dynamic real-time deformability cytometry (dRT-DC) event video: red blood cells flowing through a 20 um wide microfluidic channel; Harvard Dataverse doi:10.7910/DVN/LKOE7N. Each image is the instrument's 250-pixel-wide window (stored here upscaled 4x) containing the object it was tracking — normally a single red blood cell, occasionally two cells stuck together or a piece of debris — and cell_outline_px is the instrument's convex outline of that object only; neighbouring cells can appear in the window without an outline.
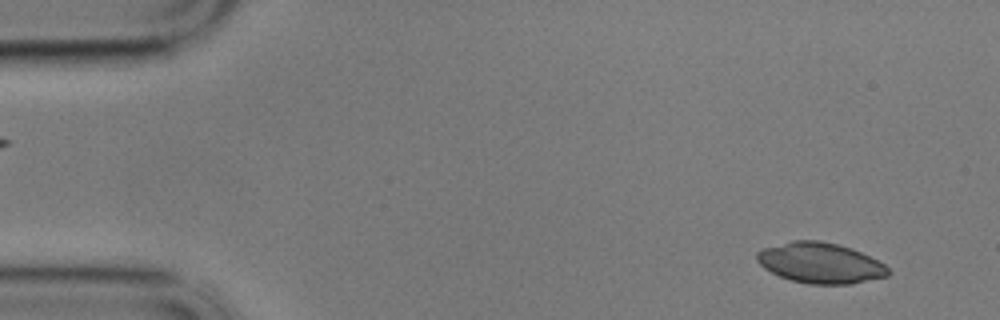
{"species": "common noctule bat (a hibernating species)", "species_latin": "Nyctalus noctula", "temperature_condition": "cold", "stored_images_in_passage": 58, "camera_frame_rate_fps": 3000, "um_per_image_px": 0.085, "animal": {"sex": "male", "body_mass_g": 17.9}, "frame": {"image": 1, "passage_image": 4, "time_ms": 1.0, "image_size_px": [1000, 320], "cell_outline_px": [[892, 272], [888, 276], [852, 284], [808, 284], [792, 280], [780, 276], [764, 268], [756, 260], [756, 252], [764, 248], [792, 240], [820, 240], [852, 248], [884, 264]], "centroid_in_image_um": [69.73, 22.35], "position_along_channel_um": 15.3, "area_um2": 30.98}}